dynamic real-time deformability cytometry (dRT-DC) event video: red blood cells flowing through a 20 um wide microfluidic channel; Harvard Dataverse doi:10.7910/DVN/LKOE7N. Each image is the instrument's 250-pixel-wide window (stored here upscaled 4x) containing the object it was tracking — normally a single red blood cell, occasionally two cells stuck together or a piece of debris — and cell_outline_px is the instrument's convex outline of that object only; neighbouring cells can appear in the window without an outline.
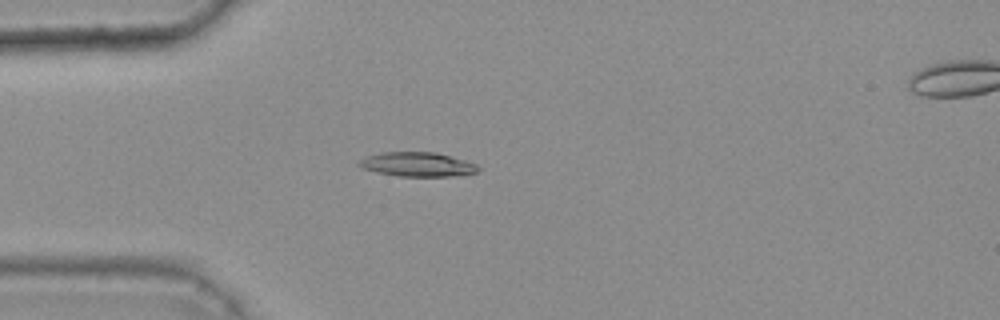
{"species": "common noctule bat (a hibernating species)", "species_latin": "Nyctalus noctula", "temperature_condition": "warm", "stored_images_in_passage": 38, "camera_frame_rate_fps": 3000, "um_per_image_px": 0.085, "animal": {"sex": "female", "body_mass_g": 25.1}, "frame": {"image": 1, "passage_image": 14, "time_ms": 4.333, "image_size_px": [1000, 320], "cell_outline_px": [[480, 168], [476, 172], [452, 176], [396, 176], [376, 172], [364, 168], [356, 164], [356, 160], [364, 156], [380, 152], [436, 152], [464, 160], [476, 164]], "centroid_in_image_um": [35.4, 13.96], "position_along_channel_um": 49.6, "area_um2": 16.94}}
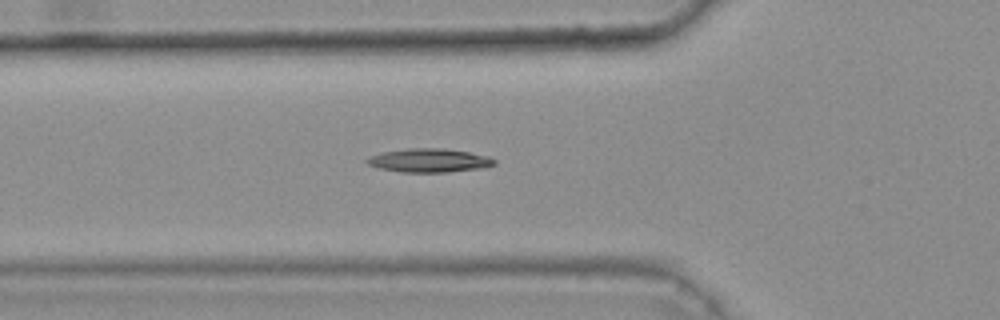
{"frame": {"image": 2, "passage_image": 18, "time_ms": 5.667, "image_size_px": [1000, 320], "cell_outline_px": [[496, 164], [484, 168], [448, 172], [400, 172], [380, 168], [368, 164], [364, 160], [368, 156], [384, 152], [408, 148], [440, 148], [468, 152], [488, 156], [496, 160]], "centroid_in_image_um": [36.49, 13.64], "position_along_channel_um": 89.3, "area_um2": 17.57}}
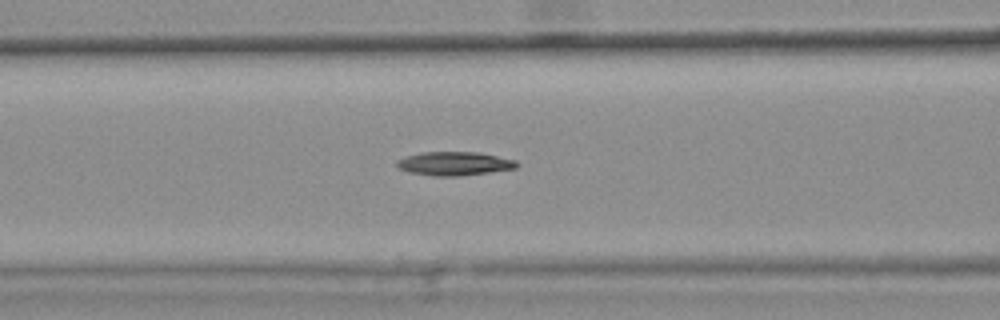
{"frame": {"image": 3, "passage_image": 21, "time_ms": 6.667, "image_size_px": [1000, 320], "cell_outline_px": [[520, 164], [516, 168], [460, 176], [432, 176], [408, 172], [400, 168], [396, 164], [396, 160], [420, 152], [480, 152], [516, 160]], "centroid_in_image_um": [38.63, 13.9], "position_along_channel_um": 128.0, "area_um2": 16.59}}